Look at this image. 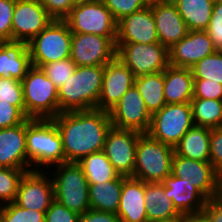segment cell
Listing matches in <instances>:
<instances>
[{"label": "cell", "mask_w": 222, "mask_h": 222, "mask_svg": "<svg viewBox=\"0 0 222 222\" xmlns=\"http://www.w3.org/2000/svg\"><path fill=\"white\" fill-rule=\"evenodd\" d=\"M64 21L72 33L117 37V22L102 0L74 6Z\"/></svg>", "instance_id": "obj_10"}, {"label": "cell", "mask_w": 222, "mask_h": 222, "mask_svg": "<svg viewBox=\"0 0 222 222\" xmlns=\"http://www.w3.org/2000/svg\"><path fill=\"white\" fill-rule=\"evenodd\" d=\"M174 148L148 133L139 135L133 178L145 183L162 182L172 172Z\"/></svg>", "instance_id": "obj_4"}, {"label": "cell", "mask_w": 222, "mask_h": 222, "mask_svg": "<svg viewBox=\"0 0 222 222\" xmlns=\"http://www.w3.org/2000/svg\"><path fill=\"white\" fill-rule=\"evenodd\" d=\"M116 38L72 33L70 59L76 66H104L116 57Z\"/></svg>", "instance_id": "obj_11"}, {"label": "cell", "mask_w": 222, "mask_h": 222, "mask_svg": "<svg viewBox=\"0 0 222 222\" xmlns=\"http://www.w3.org/2000/svg\"><path fill=\"white\" fill-rule=\"evenodd\" d=\"M0 167L28 170L26 121L0 129Z\"/></svg>", "instance_id": "obj_21"}, {"label": "cell", "mask_w": 222, "mask_h": 222, "mask_svg": "<svg viewBox=\"0 0 222 222\" xmlns=\"http://www.w3.org/2000/svg\"><path fill=\"white\" fill-rule=\"evenodd\" d=\"M112 126L147 133L152 114L135 85L130 87L119 102L109 111Z\"/></svg>", "instance_id": "obj_13"}, {"label": "cell", "mask_w": 222, "mask_h": 222, "mask_svg": "<svg viewBox=\"0 0 222 222\" xmlns=\"http://www.w3.org/2000/svg\"><path fill=\"white\" fill-rule=\"evenodd\" d=\"M53 20L40 0H15L12 41L30 42Z\"/></svg>", "instance_id": "obj_15"}, {"label": "cell", "mask_w": 222, "mask_h": 222, "mask_svg": "<svg viewBox=\"0 0 222 222\" xmlns=\"http://www.w3.org/2000/svg\"><path fill=\"white\" fill-rule=\"evenodd\" d=\"M189 31H206L213 12L212 0H173Z\"/></svg>", "instance_id": "obj_29"}, {"label": "cell", "mask_w": 222, "mask_h": 222, "mask_svg": "<svg viewBox=\"0 0 222 222\" xmlns=\"http://www.w3.org/2000/svg\"><path fill=\"white\" fill-rule=\"evenodd\" d=\"M72 1H73V6H78L81 4L93 3V2L100 1V0H72Z\"/></svg>", "instance_id": "obj_49"}, {"label": "cell", "mask_w": 222, "mask_h": 222, "mask_svg": "<svg viewBox=\"0 0 222 222\" xmlns=\"http://www.w3.org/2000/svg\"><path fill=\"white\" fill-rule=\"evenodd\" d=\"M212 1H213V2L215 3V2H219V1H222V0H212Z\"/></svg>", "instance_id": "obj_54"}, {"label": "cell", "mask_w": 222, "mask_h": 222, "mask_svg": "<svg viewBox=\"0 0 222 222\" xmlns=\"http://www.w3.org/2000/svg\"><path fill=\"white\" fill-rule=\"evenodd\" d=\"M103 75L104 66H77L74 74L58 89L59 111L95 109Z\"/></svg>", "instance_id": "obj_3"}, {"label": "cell", "mask_w": 222, "mask_h": 222, "mask_svg": "<svg viewBox=\"0 0 222 222\" xmlns=\"http://www.w3.org/2000/svg\"><path fill=\"white\" fill-rule=\"evenodd\" d=\"M171 174L190 179L192 185L208 200L219 196L221 177L210 162L188 159L174 152Z\"/></svg>", "instance_id": "obj_16"}, {"label": "cell", "mask_w": 222, "mask_h": 222, "mask_svg": "<svg viewBox=\"0 0 222 222\" xmlns=\"http://www.w3.org/2000/svg\"><path fill=\"white\" fill-rule=\"evenodd\" d=\"M54 20H64L74 7L72 0H40Z\"/></svg>", "instance_id": "obj_45"}, {"label": "cell", "mask_w": 222, "mask_h": 222, "mask_svg": "<svg viewBox=\"0 0 222 222\" xmlns=\"http://www.w3.org/2000/svg\"><path fill=\"white\" fill-rule=\"evenodd\" d=\"M116 56L135 77L164 71L169 64V49L160 42L152 44L115 43Z\"/></svg>", "instance_id": "obj_9"}, {"label": "cell", "mask_w": 222, "mask_h": 222, "mask_svg": "<svg viewBox=\"0 0 222 222\" xmlns=\"http://www.w3.org/2000/svg\"><path fill=\"white\" fill-rule=\"evenodd\" d=\"M148 4H154V3H164V2H173V0H147Z\"/></svg>", "instance_id": "obj_50"}, {"label": "cell", "mask_w": 222, "mask_h": 222, "mask_svg": "<svg viewBox=\"0 0 222 222\" xmlns=\"http://www.w3.org/2000/svg\"><path fill=\"white\" fill-rule=\"evenodd\" d=\"M217 51H222V1L215 2L209 26L206 30Z\"/></svg>", "instance_id": "obj_41"}, {"label": "cell", "mask_w": 222, "mask_h": 222, "mask_svg": "<svg viewBox=\"0 0 222 222\" xmlns=\"http://www.w3.org/2000/svg\"><path fill=\"white\" fill-rule=\"evenodd\" d=\"M26 153L28 170L66 162L62 138L53 119L26 120Z\"/></svg>", "instance_id": "obj_2"}, {"label": "cell", "mask_w": 222, "mask_h": 222, "mask_svg": "<svg viewBox=\"0 0 222 222\" xmlns=\"http://www.w3.org/2000/svg\"><path fill=\"white\" fill-rule=\"evenodd\" d=\"M134 85L151 114L159 111L166 104L163 93L164 71L137 76Z\"/></svg>", "instance_id": "obj_30"}, {"label": "cell", "mask_w": 222, "mask_h": 222, "mask_svg": "<svg viewBox=\"0 0 222 222\" xmlns=\"http://www.w3.org/2000/svg\"><path fill=\"white\" fill-rule=\"evenodd\" d=\"M54 197L57 202L79 215L90 209L89 183L78 162H63L53 166Z\"/></svg>", "instance_id": "obj_6"}, {"label": "cell", "mask_w": 222, "mask_h": 222, "mask_svg": "<svg viewBox=\"0 0 222 222\" xmlns=\"http://www.w3.org/2000/svg\"><path fill=\"white\" fill-rule=\"evenodd\" d=\"M78 164L81 166L89 184L114 180L120 176L103 150L84 156L78 161Z\"/></svg>", "instance_id": "obj_31"}, {"label": "cell", "mask_w": 222, "mask_h": 222, "mask_svg": "<svg viewBox=\"0 0 222 222\" xmlns=\"http://www.w3.org/2000/svg\"><path fill=\"white\" fill-rule=\"evenodd\" d=\"M141 132L111 127L107 133L103 151L119 175L132 177L136 147Z\"/></svg>", "instance_id": "obj_12"}, {"label": "cell", "mask_w": 222, "mask_h": 222, "mask_svg": "<svg viewBox=\"0 0 222 222\" xmlns=\"http://www.w3.org/2000/svg\"><path fill=\"white\" fill-rule=\"evenodd\" d=\"M151 9L159 42L171 48L189 32L186 23L173 2L154 3Z\"/></svg>", "instance_id": "obj_20"}, {"label": "cell", "mask_w": 222, "mask_h": 222, "mask_svg": "<svg viewBox=\"0 0 222 222\" xmlns=\"http://www.w3.org/2000/svg\"><path fill=\"white\" fill-rule=\"evenodd\" d=\"M15 0H0V38L12 41V17Z\"/></svg>", "instance_id": "obj_42"}, {"label": "cell", "mask_w": 222, "mask_h": 222, "mask_svg": "<svg viewBox=\"0 0 222 222\" xmlns=\"http://www.w3.org/2000/svg\"><path fill=\"white\" fill-rule=\"evenodd\" d=\"M72 32L64 20H53L28 42L32 66L41 68L49 62L64 60L71 55Z\"/></svg>", "instance_id": "obj_7"}, {"label": "cell", "mask_w": 222, "mask_h": 222, "mask_svg": "<svg viewBox=\"0 0 222 222\" xmlns=\"http://www.w3.org/2000/svg\"><path fill=\"white\" fill-rule=\"evenodd\" d=\"M162 222H181V219H180V217H179V218H176V219H173V220L162 221Z\"/></svg>", "instance_id": "obj_51"}, {"label": "cell", "mask_w": 222, "mask_h": 222, "mask_svg": "<svg viewBox=\"0 0 222 222\" xmlns=\"http://www.w3.org/2000/svg\"><path fill=\"white\" fill-rule=\"evenodd\" d=\"M111 12L114 20L118 22L123 17L137 12L149 4L147 0H102Z\"/></svg>", "instance_id": "obj_38"}, {"label": "cell", "mask_w": 222, "mask_h": 222, "mask_svg": "<svg viewBox=\"0 0 222 222\" xmlns=\"http://www.w3.org/2000/svg\"><path fill=\"white\" fill-rule=\"evenodd\" d=\"M191 107L195 126L222 127V100L193 98Z\"/></svg>", "instance_id": "obj_32"}, {"label": "cell", "mask_w": 222, "mask_h": 222, "mask_svg": "<svg viewBox=\"0 0 222 222\" xmlns=\"http://www.w3.org/2000/svg\"><path fill=\"white\" fill-rule=\"evenodd\" d=\"M30 170L0 167V203L14 202L20 180Z\"/></svg>", "instance_id": "obj_34"}, {"label": "cell", "mask_w": 222, "mask_h": 222, "mask_svg": "<svg viewBox=\"0 0 222 222\" xmlns=\"http://www.w3.org/2000/svg\"><path fill=\"white\" fill-rule=\"evenodd\" d=\"M21 82L29 119H53L60 113L58 89L41 68L32 66Z\"/></svg>", "instance_id": "obj_5"}, {"label": "cell", "mask_w": 222, "mask_h": 222, "mask_svg": "<svg viewBox=\"0 0 222 222\" xmlns=\"http://www.w3.org/2000/svg\"><path fill=\"white\" fill-rule=\"evenodd\" d=\"M216 51L206 31H189L186 36L169 48V64L173 67L191 68L198 61Z\"/></svg>", "instance_id": "obj_18"}, {"label": "cell", "mask_w": 222, "mask_h": 222, "mask_svg": "<svg viewBox=\"0 0 222 222\" xmlns=\"http://www.w3.org/2000/svg\"><path fill=\"white\" fill-rule=\"evenodd\" d=\"M0 215L4 222H45V212L24 209L14 202L0 204Z\"/></svg>", "instance_id": "obj_35"}, {"label": "cell", "mask_w": 222, "mask_h": 222, "mask_svg": "<svg viewBox=\"0 0 222 222\" xmlns=\"http://www.w3.org/2000/svg\"><path fill=\"white\" fill-rule=\"evenodd\" d=\"M31 67L28 43L4 41L0 49V77L22 81Z\"/></svg>", "instance_id": "obj_24"}, {"label": "cell", "mask_w": 222, "mask_h": 222, "mask_svg": "<svg viewBox=\"0 0 222 222\" xmlns=\"http://www.w3.org/2000/svg\"><path fill=\"white\" fill-rule=\"evenodd\" d=\"M193 79H207L222 85V51L201 59L190 68Z\"/></svg>", "instance_id": "obj_33"}, {"label": "cell", "mask_w": 222, "mask_h": 222, "mask_svg": "<svg viewBox=\"0 0 222 222\" xmlns=\"http://www.w3.org/2000/svg\"><path fill=\"white\" fill-rule=\"evenodd\" d=\"M80 222H121L115 213L89 209L80 215Z\"/></svg>", "instance_id": "obj_46"}, {"label": "cell", "mask_w": 222, "mask_h": 222, "mask_svg": "<svg viewBox=\"0 0 222 222\" xmlns=\"http://www.w3.org/2000/svg\"><path fill=\"white\" fill-rule=\"evenodd\" d=\"M145 208L148 222L169 221L181 217L173 201L165 195L161 182L145 183Z\"/></svg>", "instance_id": "obj_26"}, {"label": "cell", "mask_w": 222, "mask_h": 222, "mask_svg": "<svg viewBox=\"0 0 222 222\" xmlns=\"http://www.w3.org/2000/svg\"><path fill=\"white\" fill-rule=\"evenodd\" d=\"M42 171L30 170L24 173L14 200L16 205L24 209L47 211L55 200L54 187L52 176H47V173Z\"/></svg>", "instance_id": "obj_14"}, {"label": "cell", "mask_w": 222, "mask_h": 222, "mask_svg": "<svg viewBox=\"0 0 222 222\" xmlns=\"http://www.w3.org/2000/svg\"><path fill=\"white\" fill-rule=\"evenodd\" d=\"M193 126L191 103L165 104L152 114L147 133L152 138L174 148Z\"/></svg>", "instance_id": "obj_8"}, {"label": "cell", "mask_w": 222, "mask_h": 222, "mask_svg": "<svg viewBox=\"0 0 222 222\" xmlns=\"http://www.w3.org/2000/svg\"><path fill=\"white\" fill-rule=\"evenodd\" d=\"M159 42L151 5L117 22L115 43L152 44Z\"/></svg>", "instance_id": "obj_19"}, {"label": "cell", "mask_w": 222, "mask_h": 222, "mask_svg": "<svg viewBox=\"0 0 222 222\" xmlns=\"http://www.w3.org/2000/svg\"><path fill=\"white\" fill-rule=\"evenodd\" d=\"M45 222H80V215L54 200L45 212Z\"/></svg>", "instance_id": "obj_44"}, {"label": "cell", "mask_w": 222, "mask_h": 222, "mask_svg": "<svg viewBox=\"0 0 222 222\" xmlns=\"http://www.w3.org/2000/svg\"><path fill=\"white\" fill-rule=\"evenodd\" d=\"M165 195L173 201L180 214L202 211L207 198L190 182V179L170 174L162 182Z\"/></svg>", "instance_id": "obj_22"}, {"label": "cell", "mask_w": 222, "mask_h": 222, "mask_svg": "<svg viewBox=\"0 0 222 222\" xmlns=\"http://www.w3.org/2000/svg\"><path fill=\"white\" fill-rule=\"evenodd\" d=\"M3 43H4V40L2 38H0V49H1V46Z\"/></svg>", "instance_id": "obj_53"}, {"label": "cell", "mask_w": 222, "mask_h": 222, "mask_svg": "<svg viewBox=\"0 0 222 222\" xmlns=\"http://www.w3.org/2000/svg\"><path fill=\"white\" fill-rule=\"evenodd\" d=\"M218 197L222 200V186H220L219 196Z\"/></svg>", "instance_id": "obj_52"}, {"label": "cell", "mask_w": 222, "mask_h": 222, "mask_svg": "<svg viewBox=\"0 0 222 222\" xmlns=\"http://www.w3.org/2000/svg\"><path fill=\"white\" fill-rule=\"evenodd\" d=\"M62 138L66 162L104 149L112 123L110 114L100 109L60 112L53 118Z\"/></svg>", "instance_id": "obj_1"}, {"label": "cell", "mask_w": 222, "mask_h": 222, "mask_svg": "<svg viewBox=\"0 0 222 222\" xmlns=\"http://www.w3.org/2000/svg\"><path fill=\"white\" fill-rule=\"evenodd\" d=\"M76 67L75 63L67 58L44 64L41 69L59 89L74 74Z\"/></svg>", "instance_id": "obj_36"}, {"label": "cell", "mask_w": 222, "mask_h": 222, "mask_svg": "<svg viewBox=\"0 0 222 222\" xmlns=\"http://www.w3.org/2000/svg\"><path fill=\"white\" fill-rule=\"evenodd\" d=\"M27 119V115L18 106L0 101V129L20 125Z\"/></svg>", "instance_id": "obj_39"}, {"label": "cell", "mask_w": 222, "mask_h": 222, "mask_svg": "<svg viewBox=\"0 0 222 222\" xmlns=\"http://www.w3.org/2000/svg\"><path fill=\"white\" fill-rule=\"evenodd\" d=\"M181 222H211L208 215L202 210L188 214H181Z\"/></svg>", "instance_id": "obj_48"}, {"label": "cell", "mask_w": 222, "mask_h": 222, "mask_svg": "<svg viewBox=\"0 0 222 222\" xmlns=\"http://www.w3.org/2000/svg\"><path fill=\"white\" fill-rule=\"evenodd\" d=\"M132 71L116 56L104 65L102 88L96 109L109 112L134 85Z\"/></svg>", "instance_id": "obj_17"}, {"label": "cell", "mask_w": 222, "mask_h": 222, "mask_svg": "<svg viewBox=\"0 0 222 222\" xmlns=\"http://www.w3.org/2000/svg\"><path fill=\"white\" fill-rule=\"evenodd\" d=\"M0 222H4L1 215H0Z\"/></svg>", "instance_id": "obj_55"}, {"label": "cell", "mask_w": 222, "mask_h": 222, "mask_svg": "<svg viewBox=\"0 0 222 222\" xmlns=\"http://www.w3.org/2000/svg\"><path fill=\"white\" fill-rule=\"evenodd\" d=\"M144 194L145 182L122 176V192L116 213L121 222H148Z\"/></svg>", "instance_id": "obj_23"}, {"label": "cell", "mask_w": 222, "mask_h": 222, "mask_svg": "<svg viewBox=\"0 0 222 222\" xmlns=\"http://www.w3.org/2000/svg\"><path fill=\"white\" fill-rule=\"evenodd\" d=\"M0 101L18 106L25 113L22 82L0 77Z\"/></svg>", "instance_id": "obj_37"}, {"label": "cell", "mask_w": 222, "mask_h": 222, "mask_svg": "<svg viewBox=\"0 0 222 222\" xmlns=\"http://www.w3.org/2000/svg\"><path fill=\"white\" fill-rule=\"evenodd\" d=\"M210 163L222 178V127L210 129Z\"/></svg>", "instance_id": "obj_43"}, {"label": "cell", "mask_w": 222, "mask_h": 222, "mask_svg": "<svg viewBox=\"0 0 222 222\" xmlns=\"http://www.w3.org/2000/svg\"><path fill=\"white\" fill-rule=\"evenodd\" d=\"M203 211L211 222H222V200L219 197L207 200Z\"/></svg>", "instance_id": "obj_47"}, {"label": "cell", "mask_w": 222, "mask_h": 222, "mask_svg": "<svg viewBox=\"0 0 222 222\" xmlns=\"http://www.w3.org/2000/svg\"><path fill=\"white\" fill-rule=\"evenodd\" d=\"M194 79L190 68L168 66L164 70V98L166 104L191 103Z\"/></svg>", "instance_id": "obj_25"}, {"label": "cell", "mask_w": 222, "mask_h": 222, "mask_svg": "<svg viewBox=\"0 0 222 222\" xmlns=\"http://www.w3.org/2000/svg\"><path fill=\"white\" fill-rule=\"evenodd\" d=\"M210 129L193 126L174 147V152L182 157L202 162H210Z\"/></svg>", "instance_id": "obj_27"}, {"label": "cell", "mask_w": 222, "mask_h": 222, "mask_svg": "<svg viewBox=\"0 0 222 222\" xmlns=\"http://www.w3.org/2000/svg\"><path fill=\"white\" fill-rule=\"evenodd\" d=\"M193 98L222 100V85L207 79H194Z\"/></svg>", "instance_id": "obj_40"}, {"label": "cell", "mask_w": 222, "mask_h": 222, "mask_svg": "<svg viewBox=\"0 0 222 222\" xmlns=\"http://www.w3.org/2000/svg\"><path fill=\"white\" fill-rule=\"evenodd\" d=\"M122 192V175L117 179L89 184L90 209L117 213Z\"/></svg>", "instance_id": "obj_28"}]
</instances>
